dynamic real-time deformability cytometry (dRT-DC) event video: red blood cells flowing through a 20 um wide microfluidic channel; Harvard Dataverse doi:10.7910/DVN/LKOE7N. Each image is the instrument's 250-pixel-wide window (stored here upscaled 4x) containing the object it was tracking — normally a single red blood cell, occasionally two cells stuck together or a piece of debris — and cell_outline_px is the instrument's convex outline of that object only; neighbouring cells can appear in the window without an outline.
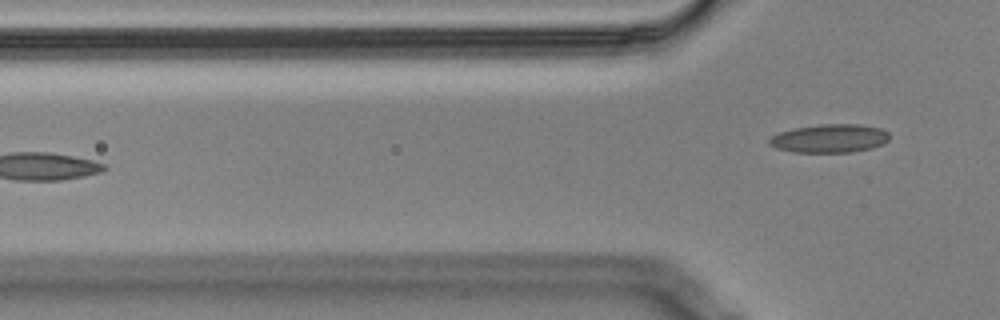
{"species": "Egyptian fruit bat (a non-hibernating species)", "species_latin": "Rousettus aegyptiacus", "temperature_condition": "cold", "stored_images_in_passage": 5, "camera_frame_rate_fps": 3000, "um_per_image_px": 0.085, "animal": {"sex": "male"}, "frame": {"image": 1, "passage_image": 5, "time_ms": 1.333, "image_size_px": [1000, 320], "cell_outline_px": [[888, 140], [884, 144], [872, 148], [852, 152], [792, 152], [776, 148], [768, 144], [768, 140], [772, 136], [780, 132], [792, 128], [820, 124], [856, 124], [880, 128], [888, 132]], "centroid_in_image_um": [70.5, 11.77], "position_along_channel_um": 55.3, "area_um2": 20.0}}